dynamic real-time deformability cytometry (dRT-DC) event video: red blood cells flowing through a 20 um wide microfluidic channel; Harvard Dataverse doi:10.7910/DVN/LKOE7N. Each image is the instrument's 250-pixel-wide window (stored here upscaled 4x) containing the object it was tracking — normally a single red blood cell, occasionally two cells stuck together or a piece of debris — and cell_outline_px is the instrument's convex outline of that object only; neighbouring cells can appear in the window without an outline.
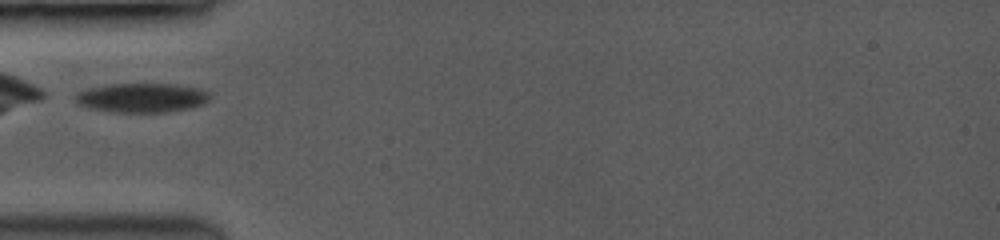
{"species": "common noctule bat (a hibernating species)", "species_latin": "Nyctalus noctula", "temperature_condition": "room temperature", "stored_images_in_passage": 6, "camera_frame_rate_fps": 3500, "um_per_image_px": 0.085, "animal": {"sex": "female", "body_mass_g": 19.0, "forearm_length_mm": 53.3}, "frame": {"image": 1, "passage_image": 1, "time_ms": 0.0, "image_size_px": [1000, 240], "cell_outline_px": [[208, 100], [200, 104], [184, 108], [164, 112], [116, 112], [92, 108], [80, 104], [76, 100], [76, 96], [80, 92], [88, 88], [116, 84], [168, 84], [196, 88], [208, 92]], "centroid_in_image_um": [12.02, 8.3], "position_along_channel_um": 73.0, "area_um2": 22.02}}